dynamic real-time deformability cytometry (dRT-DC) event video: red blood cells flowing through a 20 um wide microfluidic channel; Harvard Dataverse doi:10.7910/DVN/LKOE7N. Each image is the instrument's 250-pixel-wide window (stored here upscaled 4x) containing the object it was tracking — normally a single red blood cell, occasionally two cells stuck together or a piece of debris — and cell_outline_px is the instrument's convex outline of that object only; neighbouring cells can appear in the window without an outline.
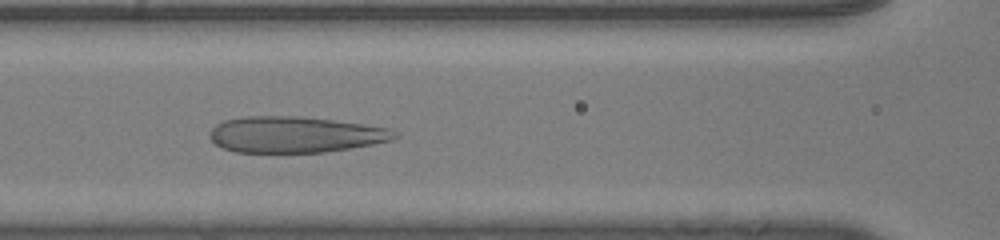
{"species": "human", "species_latin": "Homo sapiens", "temperature_condition": "room temperature", "stored_images_in_passage": 43, "camera_frame_rate_fps": 3000, "um_per_image_px": 0.085, "donor": {"sex": "male"}, "frame": {"image": 1, "passage_image": 18, "time_ms": 5.667, "image_size_px": [1000, 240], "cell_outline_px": [[400, 136], [392, 140], [372, 144], [324, 152], [236, 152], [224, 148], [216, 144], [208, 136], [208, 132], [216, 124], [224, 120], [244, 116], [300, 116], [364, 124], [388, 128], [396, 132]], "centroid_in_image_um": [25.06, 11.43], "position_along_channel_um": 141.5, "area_um2": 38.84}}
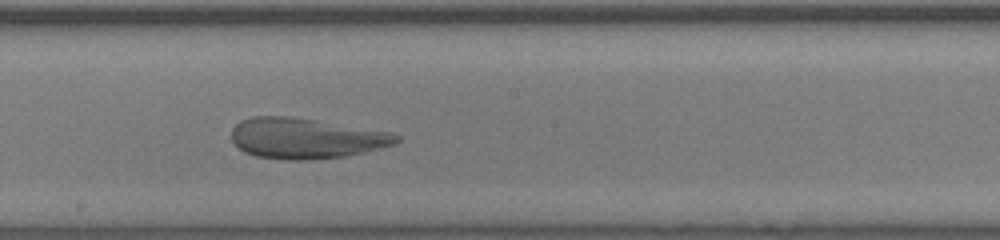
{"frame": {"image": 2, "passage_image": 24, "time_ms": 7.667, "image_size_px": [1000, 240], "cell_outline_px": [[400, 140], [392, 144], [380, 148], [364, 152], [344, 156], [308, 160], [288, 160], [256, 156], [244, 152], [232, 140], [232, 128], [240, 120], [252, 116], [292, 116], [392, 132], [400, 136]], "centroid_in_image_um": [25.98, 11.74], "position_along_channel_um": 222.2, "area_um2": 38.96}}
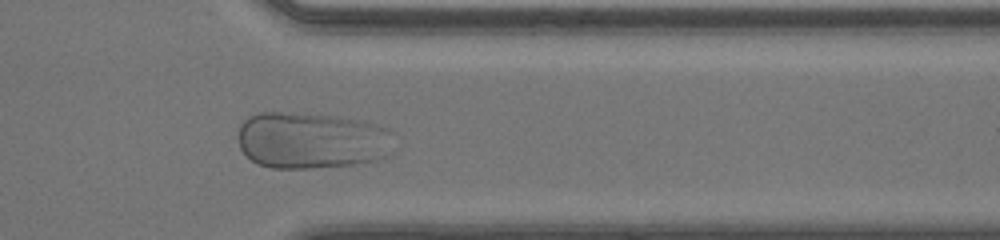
{"frame": {"image": 3, "passage_image": 36, "time_ms": 11.667, "image_size_px": [1000, 240], "cell_outline_px": [[392, 152], [388, 156], [364, 164], [312, 168], [272, 168], [256, 164], [240, 148], [240, 124], [248, 116], [260, 112], [292, 112], [336, 116], [376, 124], [392, 132]], "centroid_in_image_um": [26.51, 11.94], "position_along_channel_um": 384.9, "area_um2": 51.9}, "authors_computed_cell_mechanics": {"area_um2": 48.0318, "velocity_mm_per_s": 4.0609, "shape_relaxation_time_tau1_ms": 7.7961, "shape_relaxation_time_tau2_ms": null, "deformation_change_tau1": 0.2594, "deformation_change_tau2": null}}